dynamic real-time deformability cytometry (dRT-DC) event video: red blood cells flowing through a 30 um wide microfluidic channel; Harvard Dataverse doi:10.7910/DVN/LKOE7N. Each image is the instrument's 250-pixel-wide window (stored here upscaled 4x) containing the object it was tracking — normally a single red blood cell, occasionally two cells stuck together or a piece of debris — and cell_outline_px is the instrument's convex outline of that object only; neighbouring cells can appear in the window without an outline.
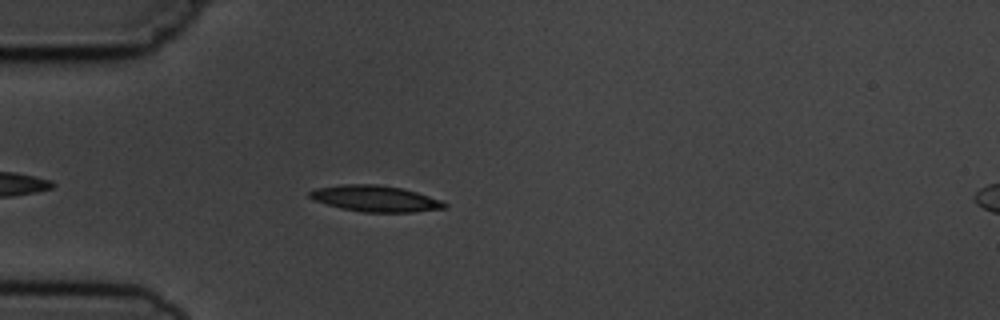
{"species": "common noctule bat (a hibernating species)", "species_latin": "Nyctalus noctula", "temperature_condition": "cold", "stored_images_in_passage": 3, "camera_frame_rate_fps": 3000, "um_per_image_px": 0.085, "animal": {"sex": "male", "body_mass_g": 19.5, "forearm_length_mm": 54.6}, "frame": {"image": 1, "passage_image": 3, "time_ms": 2.0, "image_size_px": [1000, 320], "cell_outline_px": [[448, 208], [412, 212], [364, 212], [344, 208], [328, 204], [316, 200], [308, 196], [308, 192], [316, 188], [340, 184], [376, 184], [400, 188], [416, 192], [440, 200], [448, 204]], "centroid_in_image_um": [31.92, 16.87], "position_along_channel_um": 53.1, "area_um2": 20.29}}